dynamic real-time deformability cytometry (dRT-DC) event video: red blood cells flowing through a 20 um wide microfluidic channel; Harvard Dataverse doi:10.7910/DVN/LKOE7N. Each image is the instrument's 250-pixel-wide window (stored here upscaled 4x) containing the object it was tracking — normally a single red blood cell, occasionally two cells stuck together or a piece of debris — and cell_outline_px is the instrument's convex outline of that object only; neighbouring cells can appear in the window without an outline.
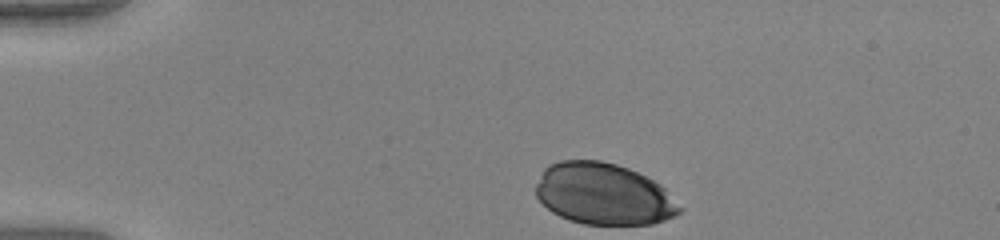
{"species": "human", "species_latin": "Homo sapiens", "temperature_condition": "warm", "stored_images_in_passage": 34, "camera_frame_rate_fps": 3000, "um_per_image_px": 0.085, "donor": {"sex": "female"}, "frame": {"image": 1, "passage_image": 1, "time_ms": 0.0, "image_size_px": [1000, 240], "cell_outline_px": [[680, 212], [676, 216], [652, 224], [584, 224], [568, 220], [552, 212], [536, 196], [536, 184], [544, 168], [548, 164], [560, 160], [600, 160], [616, 164], [628, 168], [660, 184], [664, 188], [680, 208]], "centroid_in_image_um": [51.27, 16.48], "position_along_channel_um": 33.7, "area_um2": 51.27}}
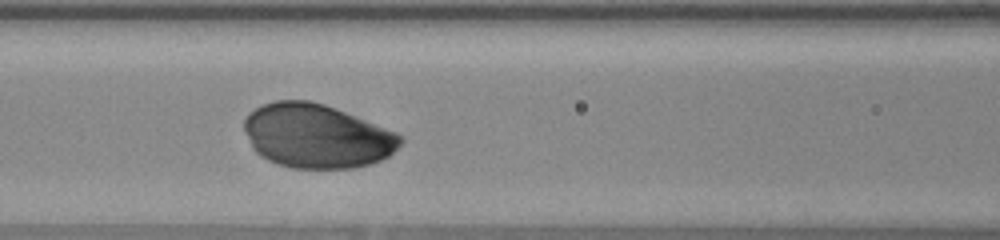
{"frame": {"image": 2, "passage_image": 14, "time_ms": 4.333, "image_size_px": [1000, 240], "cell_outline_px": [[404, 140], [388, 156], [380, 160], [368, 164], [352, 168], [292, 168], [268, 160], [260, 156], [252, 148], [244, 132], [244, 120], [248, 112], [260, 104], [276, 100], [308, 100], [324, 104], [396, 132], [404, 136]], "centroid_in_image_um": [26.87, 11.55], "position_along_channel_um": 139.7, "area_um2": 58.2}}
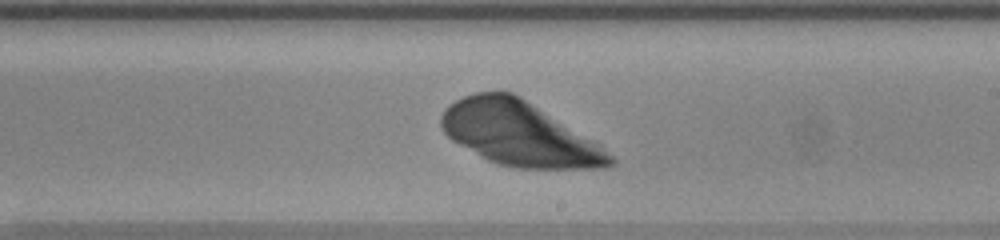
{"frame": {"image": 3, "passage_image": 22, "time_ms": 7.0, "image_size_px": [1000, 240], "cell_outline_px": [[616, 164], [608, 168], [516, 168], [496, 164], [488, 160], [452, 140], [444, 132], [440, 124], [440, 116], [444, 108], [448, 104], [464, 96], [476, 92], [512, 92], [520, 96], [600, 144], [616, 160]], "centroid_in_image_um": [44.13, 11.37], "position_along_channel_um": 244.9, "area_um2": 62.89}}